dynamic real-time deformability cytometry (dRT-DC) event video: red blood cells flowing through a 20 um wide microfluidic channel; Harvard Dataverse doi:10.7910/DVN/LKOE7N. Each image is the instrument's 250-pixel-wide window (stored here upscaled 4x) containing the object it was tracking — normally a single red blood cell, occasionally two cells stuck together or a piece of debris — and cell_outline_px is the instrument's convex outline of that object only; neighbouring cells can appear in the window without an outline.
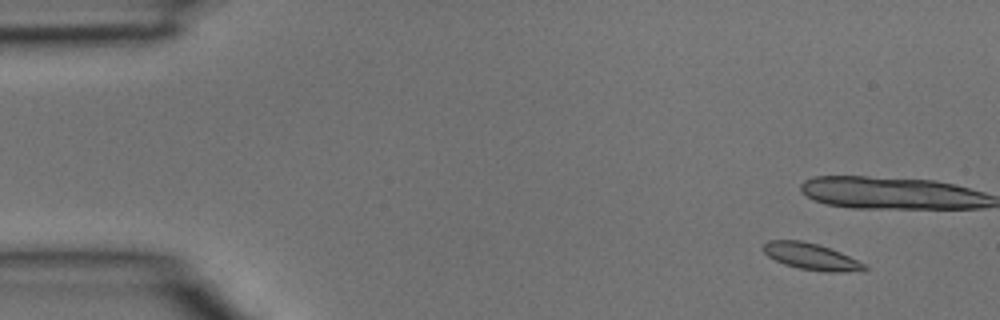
{"species": "common noctule bat (a hibernating species)", "species_latin": "Nyctalus noctula", "temperature_condition": "room temperature", "stored_images_in_passage": 4, "segment_of_instrument_passage": [2, 2], "camera_frame_rate_fps": 3000, "um_per_image_px": 0.085, "animal": {"sex": "male", "body_mass_g": 15.6}, "frame": {"image": 1, "passage_image": 4, "time_ms": 1.0, "image_size_px": [1000, 320], "cell_outline_px": [[868, 268], [844, 272], [824, 272], [800, 268], [784, 264], [768, 256], [760, 248], [768, 240], [800, 240], [816, 244], [840, 252], [864, 264]], "centroid_in_image_um": [68.87, 21.79], "position_along_channel_um": 16.1, "area_um2": 15.32}}